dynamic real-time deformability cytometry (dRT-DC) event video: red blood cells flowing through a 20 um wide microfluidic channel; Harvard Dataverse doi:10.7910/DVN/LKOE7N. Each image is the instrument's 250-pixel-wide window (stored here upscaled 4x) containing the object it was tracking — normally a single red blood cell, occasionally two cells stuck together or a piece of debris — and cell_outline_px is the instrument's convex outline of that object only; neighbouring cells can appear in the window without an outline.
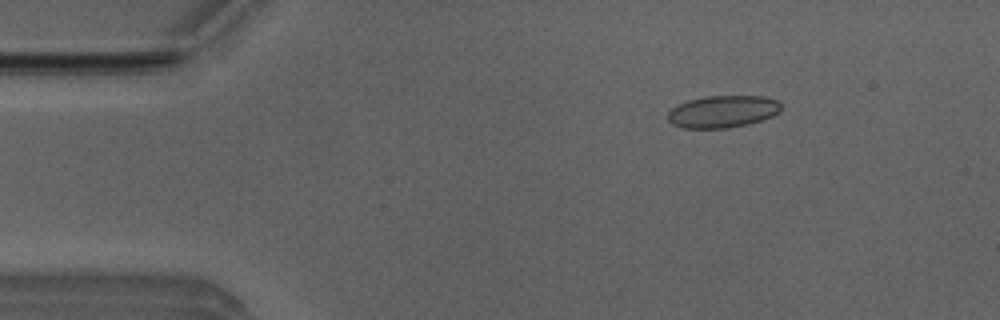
{"species": "Egyptian fruit bat (a non-hibernating species)", "species_latin": "Rousettus aegyptiacus", "temperature_condition": "room temperature", "stored_images_in_passage": 45, "camera_frame_rate_fps": 3000, "um_per_image_px": 0.085, "animal": {"sex": "male"}, "frame": {"image": 1, "passage_image": 1, "time_ms": 0.0, "image_size_px": [1000, 320], "cell_outline_px": [[780, 112], [772, 116], [760, 120], [728, 128], [684, 128], [672, 124], [668, 120], [668, 112], [676, 104], [688, 100], [704, 96], [764, 96], [776, 100], [780, 104]], "centroid_in_image_um": [61.39, 9.47], "position_along_channel_um": 23.6, "area_um2": 21.15}}
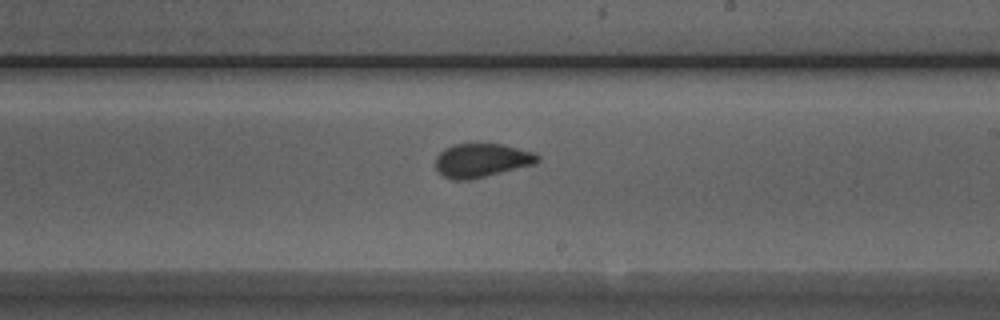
{"frame": {"image": 2, "passage_image": 23, "time_ms": 7.333, "image_size_px": [1000, 320], "cell_outline_px": [[540, 160], [536, 164], [468, 180], [452, 180], [444, 176], [436, 168], [436, 156], [444, 148], [452, 144], [504, 144], [532, 152], [540, 156]], "centroid_in_image_um": [40.94, 13.62], "position_along_channel_um": 248.1, "area_um2": 20.06}}
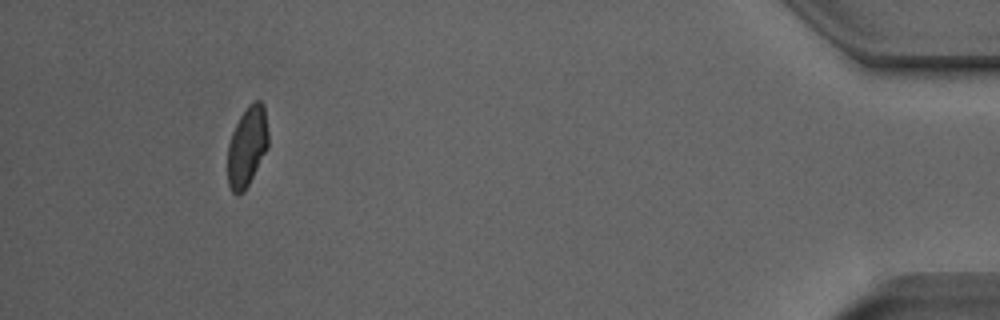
{"frame": {"image": 3, "passage_image": 41, "time_ms": 13.333, "image_size_px": [1000, 320], "cell_outline_px": [[268, 148], [244, 192], [236, 196], [232, 192], [228, 184], [228, 144], [232, 132], [240, 116], [248, 104], [256, 100], [260, 100], [264, 104], [268, 132]], "centroid_in_image_um": [21.01, 12.45], "position_along_channel_um": 414.2, "area_um2": 19.07}, "authors_computed_cell_mechanics": {"area_um2": 20.1144, "velocity_mm_per_s": 3.978, "shape_relaxation_time_tau1_ms": null, "shape_relaxation_time_tau2_ms": 0.6599, "deformation_change_tau1": null, "deformation_change_tau2": 0.0512}}